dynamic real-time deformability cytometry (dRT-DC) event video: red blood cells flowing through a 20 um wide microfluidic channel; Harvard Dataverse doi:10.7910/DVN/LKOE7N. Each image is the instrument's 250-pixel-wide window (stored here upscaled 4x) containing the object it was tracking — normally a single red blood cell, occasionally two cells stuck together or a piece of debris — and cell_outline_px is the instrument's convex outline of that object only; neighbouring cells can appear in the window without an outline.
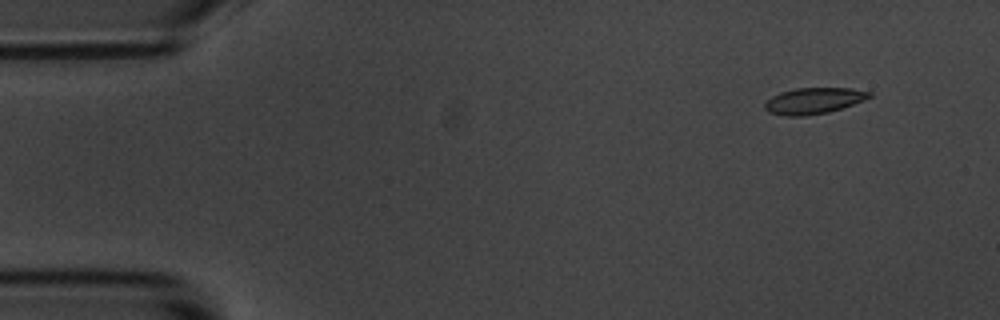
{"species": "common noctule bat (a hibernating species)", "species_latin": "Nyctalus noctula", "temperature_condition": "room temperature", "stored_images_in_passage": 6, "camera_frame_rate_fps": 3000, "um_per_image_px": 0.085, "animal": {"sex": "male", "body_mass_g": 20.1, "forearm_length_mm": 53.5}, "frame": {"image": 1, "passage_image": 2, "time_ms": 1.333, "image_size_px": [1000, 320], "cell_outline_px": [[872, 96], [864, 100], [828, 112], [804, 116], [784, 116], [768, 112], [764, 108], [764, 104], [772, 96], [780, 92], [796, 88], [852, 88], [872, 92]], "centroid_in_image_um": [69.14, 8.56], "position_along_channel_um": 15.9, "area_um2": 15.9}}
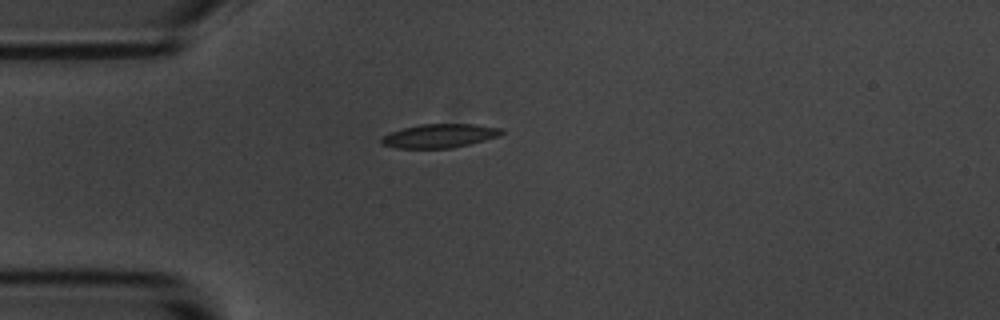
{"frame": {"image": 2, "passage_image": 5, "time_ms": 4.667, "image_size_px": [1000, 320], "cell_outline_px": [[504, 132], [500, 136], [452, 148], [396, 148], [380, 144], [380, 140], [384, 136], [392, 132], [404, 128], [420, 124], [472, 124], [500, 128]], "centroid_in_image_um": [37.35, 11.55], "position_along_channel_um": 47.6, "area_um2": 16.47}}